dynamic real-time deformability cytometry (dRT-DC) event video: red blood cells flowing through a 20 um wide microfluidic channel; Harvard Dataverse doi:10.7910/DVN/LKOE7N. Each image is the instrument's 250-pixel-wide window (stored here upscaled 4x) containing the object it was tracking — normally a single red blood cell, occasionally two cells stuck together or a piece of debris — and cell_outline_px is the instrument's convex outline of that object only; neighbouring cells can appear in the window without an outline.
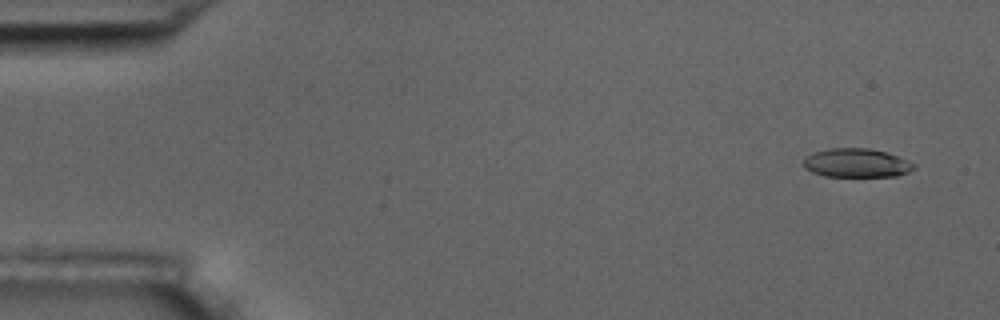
{"species": "common noctule bat (a hibernating species)", "species_latin": "Nyctalus noctula", "temperature_condition": "room temperature", "stored_images_in_passage": 6, "camera_frame_rate_fps": 3000, "um_per_image_px": 0.085, "animal": {"sex": "male", "body_mass_g": 17.5, "forearm_length_mm": 52.3}, "frame": {"image": 1, "passage_image": 1, "time_ms": 0.0, "image_size_px": [1000, 320], "cell_outline_px": [[916, 168], [908, 172], [896, 176], [824, 176], [812, 172], [804, 168], [800, 164], [804, 156], [812, 152], [828, 148], [868, 148], [884, 152], [896, 156], [916, 164]], "centroid_in_image_um": [72.72, 13.85], "position_along_channel_um": 12.3, "area_um2": 18.73}}